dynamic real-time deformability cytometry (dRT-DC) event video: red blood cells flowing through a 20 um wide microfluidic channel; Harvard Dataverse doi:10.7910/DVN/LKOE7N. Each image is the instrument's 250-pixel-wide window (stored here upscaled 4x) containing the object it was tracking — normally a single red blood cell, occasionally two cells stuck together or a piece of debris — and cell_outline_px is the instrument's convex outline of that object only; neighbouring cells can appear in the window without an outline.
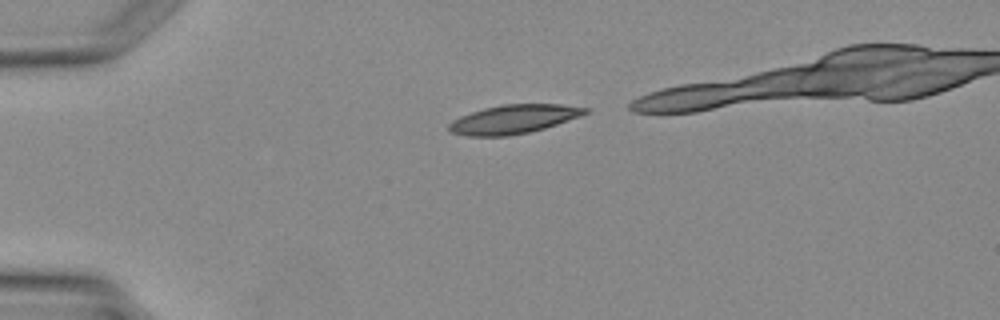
{"species": "Egyptian fruit bat (a non-hibernating species)", "species_latin": "Rousettus aegyptiacus", "temperature_condition": "warm", "stored_images_in_passage": 6, "camera_frame_rate_fps": 3000, "um_per_image_px": 0.085, "animal": {"sex": "female"}, "frame": {"image": 1, "passage_image": 1, "time_ms": 0.0, "image_size_px": [1000, 320], "cell_outline_px": [[592, 108], [588, 112], [580, 116], [544, 128], [528, 132], [508, 136], [468, 136], [448, 132], [448, 124], [452, 120], [460, 116], [484, 108], [504, 104], [560, 104]], "centroid_in_image_um": [43.64, 10.13], "position_along_channel_um": 41.4, "area_um2": 22.89}}
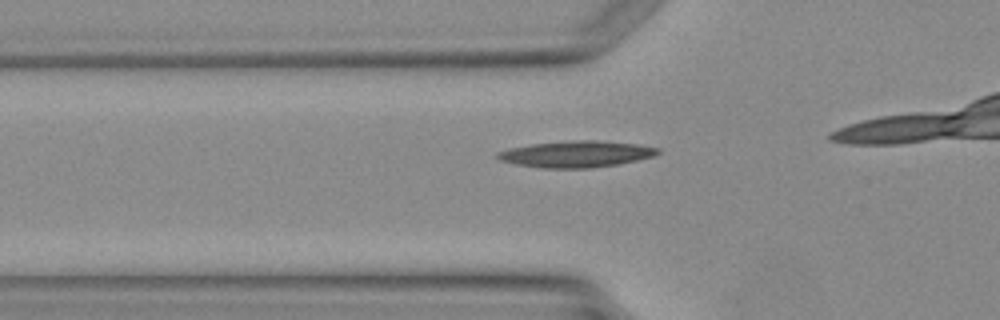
{"frame": {"image": 2, "passage_image": 3, "time_ms": 2.667, "image_size_px": [1000, 320], "cell_outline_px": [[660, 152], [652, 156], [620, 164], [592, 168], [540, 168], [516, 164], [500, 160], [496, 156], [496, 152], [512, 148], [532, 144], [572, 140], [596, 140], [640, 144], [660, 148]], "centroid_in_image_um": [49.0, 13.09], "position_along_channel_um": 76.8, "area_um2": 24.68}}
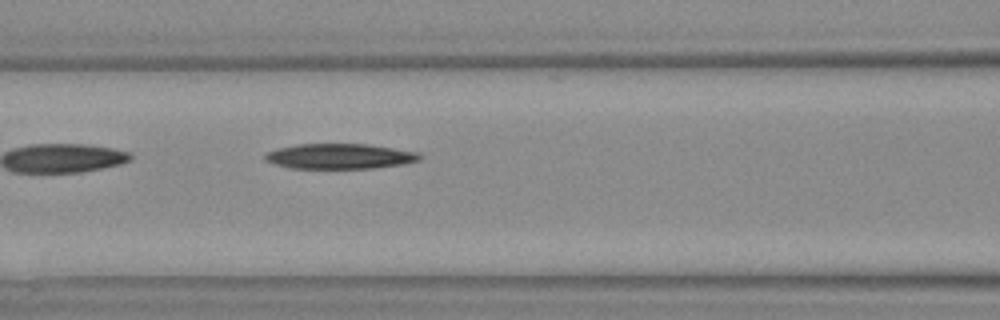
{"frame": {"image": 3, "passage_image": 6, "time_ms": 6.333, "image_size_px": [1000, 320], "cell_outline_px": [[420, 160], [400, 164], [372, 168], [292, 168], [276, 164], [264, 160], [264, 156], [268, 152], [276, 148], [296, 144], [368, 144], [416, 152], [420, 156]], "centroid_in_image_um": [28.82, 13.28], "position_along_channel_um": 137.8, "area_um2": 22.43}}